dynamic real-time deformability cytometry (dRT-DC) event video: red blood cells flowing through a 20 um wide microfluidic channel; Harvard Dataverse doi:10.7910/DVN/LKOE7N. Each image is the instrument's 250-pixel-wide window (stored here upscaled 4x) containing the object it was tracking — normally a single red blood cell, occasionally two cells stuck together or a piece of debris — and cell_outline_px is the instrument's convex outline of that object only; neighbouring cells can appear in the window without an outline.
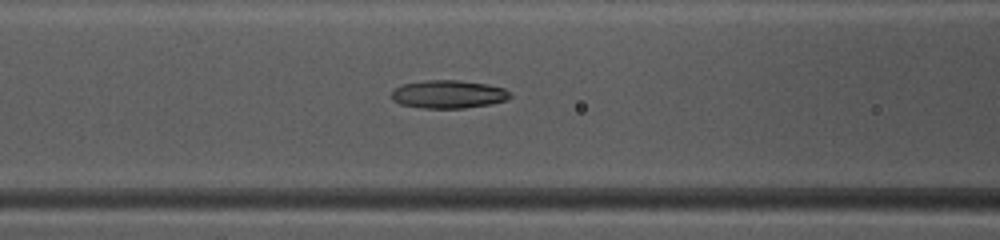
{"species": "common noctule bat (a hibernating species)", "species_latin": "Nyctalus noctula", "temperature_condition": "warm", "stored_images_in_passage": 49, "camera_frame_rate_fps": 3000, "um_per_image_px": 0.085, "animal": {"sex": "female", "body_mass_g": 10.0, "forearm_length_mm": 53.1}, "frame": {"image": 1, "passage_image": 21, "time_ms": 6.667, "image_size_px": [1000, 240], "cell_outline_px": [[512, 96], [508, 100], [488, 104], [464, 108], [424, 108], [400, 104], [392, 100], [392, 92], [396, 88], [404, 84], [428, 80], [460, 80], [484, 84], [504, 88], [512, 92]], "centroid_in_image_um": [38.15, 8.01], "position_along_channel_um": 128.5, "area_um2": 19.31}}
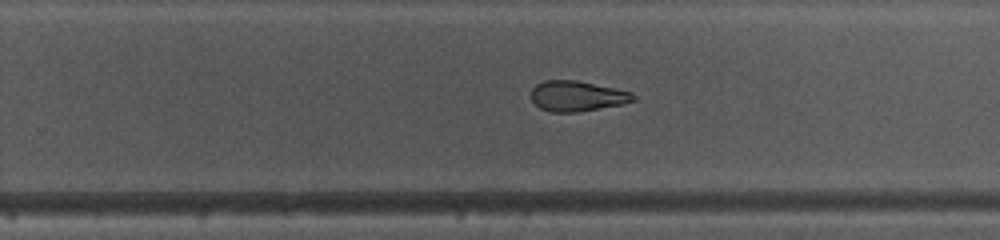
{"frame": {"image": 2, "passage_image": 32, "time_ms": 10.333, "image_size_px": [1000, 240], "cell_outline_px": [[636, 100], [624, 104], [576, 112], [552, 112], [540, 108], [532, 100], [532, 88], [536, 84], [544, 80], [576, 80], [616, 88], [632, 92], [636, 96]], "centroid_in_image_um": [49.08, 8.16], "position_along_channel_um": 280.7, "area_um2": 18.15}}
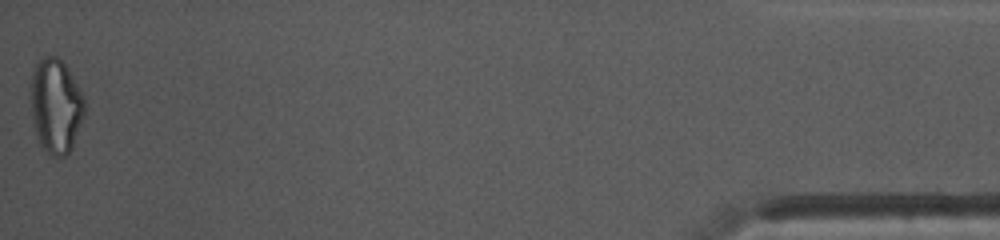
{"frame": {"image": 3, "passage_image": 49, "time_ms": 16.0, "image_size_px": [1000, 240], "cell_outline_px": [[84, 116], [72, 148], [64, 156], [52, 156], [40, 144], [36, 136], [32, 124], [32, 72], [36, 64], [44, 56], [56, 56], [68, 68], [84, 96]], "centroid_in_image_um": [4.75, 9.01], "position_along_channel_um": 430.4, "area_um2": 29.42}, "authors_computed_cell_mechanics": {"area_um2": 20.23, "velocity_mm_per_s": 4.1519, "shape_relaxation_time_tau1_ms": null, "shape_relaxation_time_tau2_ms": 2.9761, "deformation_change_tau1": null, "deformation_change_tau2": 0.1163}}